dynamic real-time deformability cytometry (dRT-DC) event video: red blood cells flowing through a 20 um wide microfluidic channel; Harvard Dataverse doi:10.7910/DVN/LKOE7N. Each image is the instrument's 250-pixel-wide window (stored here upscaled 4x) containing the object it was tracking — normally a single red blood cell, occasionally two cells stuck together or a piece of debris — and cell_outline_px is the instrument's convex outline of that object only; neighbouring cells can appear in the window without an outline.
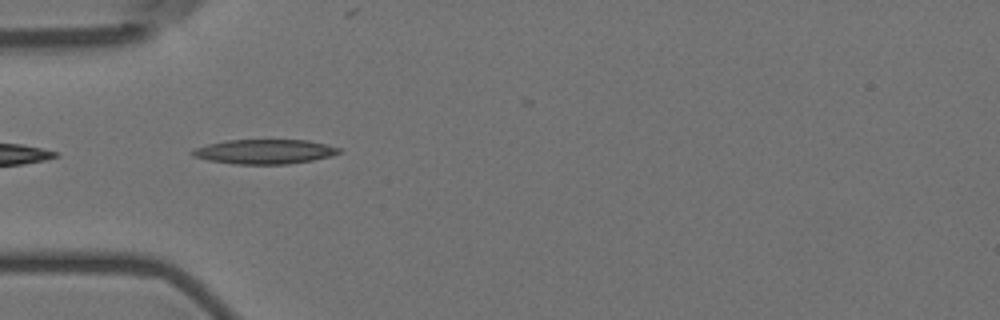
{"species": "Egyptian fruit bat (a non-hibernating species)", "species_latin": "Rousettus aegyptiacus", "temperature_condition": "room temperature", "stored_images_in_passage": 12, "camera_frame_rate_fps": 3000, "um_per_image_px": 0.085, "animal": {"sex": "female"}, "frame": {"image": 1, "passage_image": 7, "time_ms": 7.667, "image_size_px": [1000, 320], "cell_outline_px": [[344, 152], [332, 156], [312, 160], [288, 164], [236, 164], [208, 160], [192, 156], [188, 152], [196, 148], [208, 144], [228, 140], [308, 140], [340, 148]], "centroid_in_image_um": [22.5, 12.89], "position_along_channel_um": 62.5, "area_um2": 20.98}}
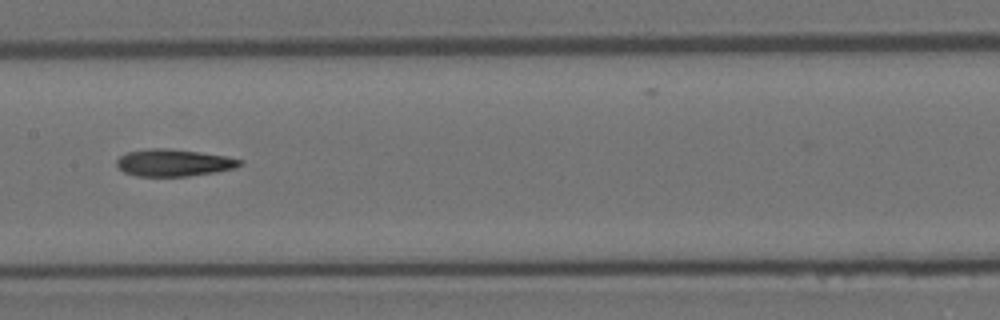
{"frame": {"image": 2, "passage_image": 10, "time_ms": 11.333, "image_size_px": [1000, 320], "cell_outline_px": [[244, 164], [236, 168], [216, 172], [188, 176], [136, 176], [124, 172], [116, 164], [116, 160], [120, 156], [128, 152], [152, 148], [168, 148], [200, 152], [224, 156], [244, 160]], "centroid_in_image_um": [14.8, 13.83], "position_along_channel_um": 192.6, "area_um2": 19.48}}
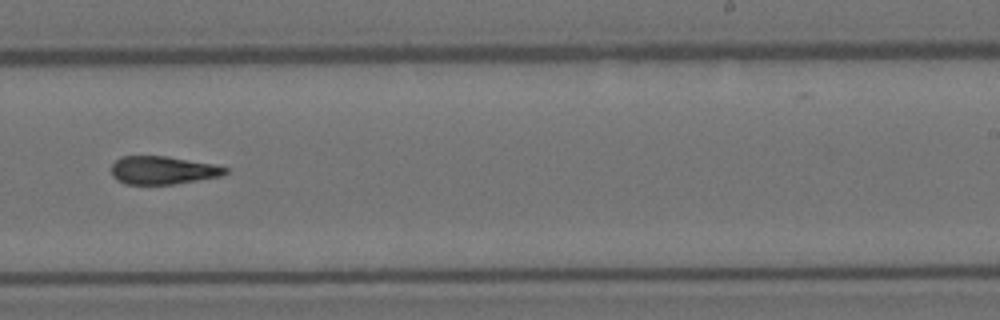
{"frame": {"image": 3, "passage_image": 12, "time_ms": 13.667, "image_size_px": [1000, 320], "cell_outline_px": [[228, 172], [220, 176], [172, 184], [124, 184], [116, 180], [112, 176], [112, 164], [120, 156], [164, 156], [212, 164], [228, 168]], "centroid_in_image_um": [13.78, 14.47], "position_along_channel_um": 275.2, "area_um2": 18.44}}